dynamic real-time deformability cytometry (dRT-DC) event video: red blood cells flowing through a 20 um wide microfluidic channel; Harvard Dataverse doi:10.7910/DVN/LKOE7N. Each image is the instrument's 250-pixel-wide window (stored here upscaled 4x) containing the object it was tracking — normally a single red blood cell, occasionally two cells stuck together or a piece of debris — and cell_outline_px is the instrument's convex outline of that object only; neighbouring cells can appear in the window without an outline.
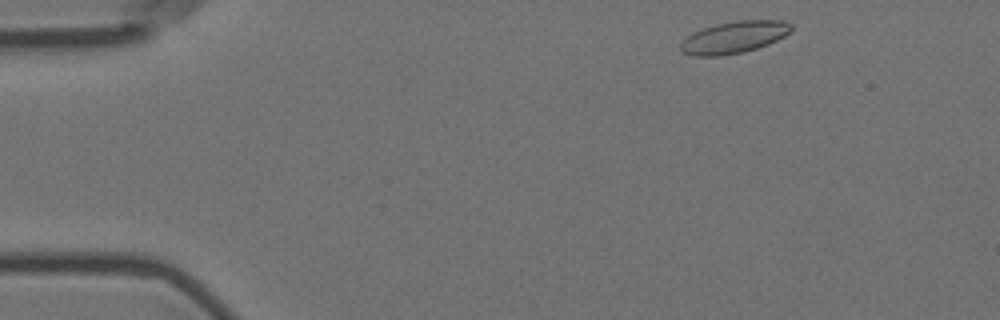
{"species": "Egyptian fruit bat (a non-hibernating species)", "species_latin": "Rousettus aegyptiacus", "temperature_condition": "room temperature", "stored_images_in_passage": 12, "camera_frame_rate_fps": 3000, "um_per_image_px": 0.085, "animal": {"sex": "female"}, "frame": {"image": 1, "passage_image": 2, "time_ms": 0.333, "image_size_px": [1000, 320], "cell_outline_px": [[792, 28], [784, 36], [768, 44], [756, 48], [740, 52], [720, 56], [692, 56], [680, 52], [680, 44], [692, 32], [716, 24], [736, 20], [784, 20], [792, 24]], "centroid_in_image_um": [62.37, 3.16], "position_along_channel_um": 22.6, "area_um2": 20.52}}
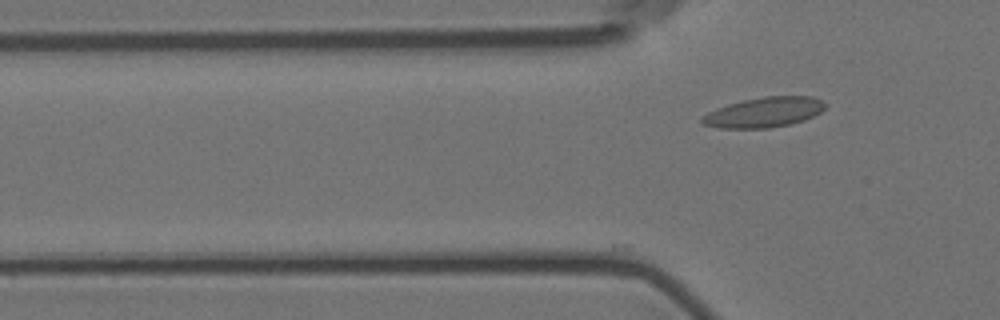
{"frame": {"image": 2, "passage_image": 12, "time_ms": 3.667, "image_size_px": [1000, 320], "cell_outline_px": [[824, 108], [820, 112], [804, 120], [788, 124], [768, 128], [720, 128], [704, 124], [700, 120], [700, 116], [716, 108], [728, 104], [744, 100], [764, 96], [812, 96], [824, 100]], "centroid_in_image_um": [64.92, 9.53], "position_along_channel_um": 60.9, "area_um2": 21.5}}